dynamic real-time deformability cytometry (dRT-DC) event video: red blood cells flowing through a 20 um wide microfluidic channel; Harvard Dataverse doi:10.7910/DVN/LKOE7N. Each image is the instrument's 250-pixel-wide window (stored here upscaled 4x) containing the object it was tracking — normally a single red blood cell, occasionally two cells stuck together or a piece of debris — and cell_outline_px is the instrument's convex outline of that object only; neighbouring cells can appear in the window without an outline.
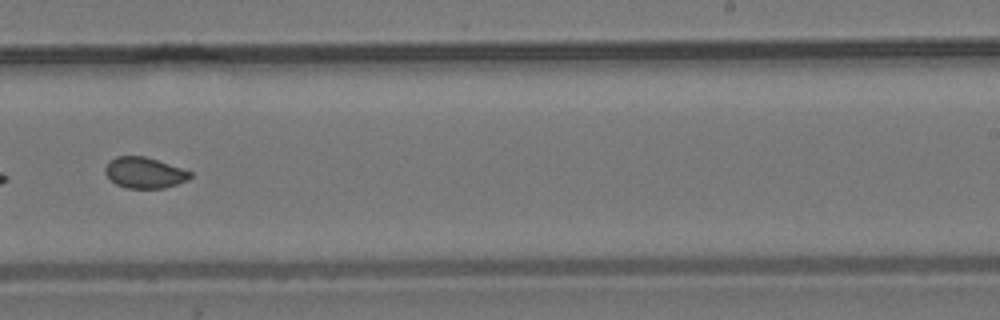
{"species": "common noctule bat (a hibernating species)", "species_latin": "Nyctalus noctula", "temperature_condition": "room temperature", "stored_images_in_passage": 10, "camera_frame_rate_fps": 3000, "um_per_image_px": 0.085, "animal": {"sex": "male", "body_mass_g": 19.2, "forearm_length_mm": 51.8}, "frame": {"image": 1, "passage_image": 10, "time_ms": 11.0, "image_size_px": [1000, 320], "cell_outline_px": [[192, 176], [188, 180], [164, 188], [128, 188], [116, 184], [104, 172], [104, 168], [116, 156], [144, 156], [192, 172]], "centroid_in_image_um": [12.28, 14.69], "position_along_channel_um": 276.7, "area_um2": 15.03}}